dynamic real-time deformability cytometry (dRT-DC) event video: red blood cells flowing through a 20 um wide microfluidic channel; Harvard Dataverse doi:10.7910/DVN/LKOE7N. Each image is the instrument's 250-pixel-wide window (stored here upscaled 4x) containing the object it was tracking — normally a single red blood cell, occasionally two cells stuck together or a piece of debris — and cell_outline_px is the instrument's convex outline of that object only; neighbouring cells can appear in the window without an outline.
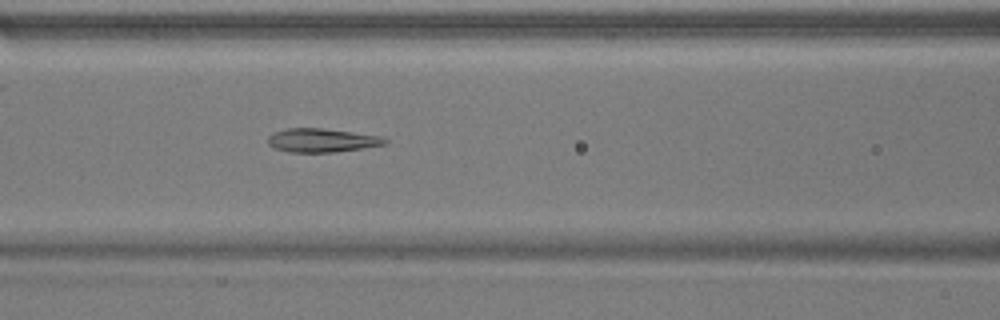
{"species": "common noctule bat (a hibernating species)", "species_latin": "Nyctalus noctula", "temperature_condition": "warm", "stored_images_in_passage": 36, "camera_frame_rate_fps": 3000, "um_per_image_px": 0.085, "animal": {"sex": "male", "body_mass_g": 17.9}, "frame": {"image": 1, "passage_image": 6, "time_ms": 1.667, "image_size_px": [1000, 320], "cell_outline_px": [[388, 144], [332, 152], [292, 152], [272, 148], [268, 144], [268, 136], [284, 128], [324, 128], [380, 136], [388, 140]], "centroid_in_image_um": [27.33, 11.92], "position_along_channel_um": 139.3, "area_um2": 16.07}}
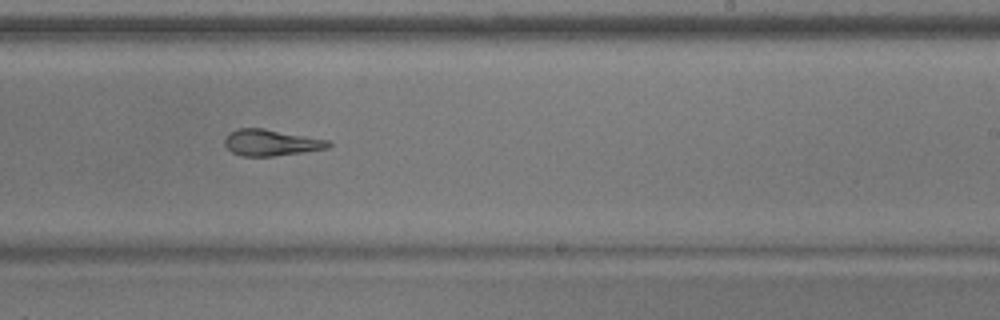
{"frame": {"image": 2, "passage_image": 16, "time_ms": 5.0, "image_size_px": [1000, 320], "cell_outline_px": [[332, 144], [328, 148], [304, 152], [272, 156], [240, 156], [232, 152], [224, 144], [224, 140], [228, 132], [236, 128], [264, 128], [328, 140]], "centroid_in_image_um": [23.0, 12.12], "position_along_channel_um": 266.0, "area_um2": 15.95}}
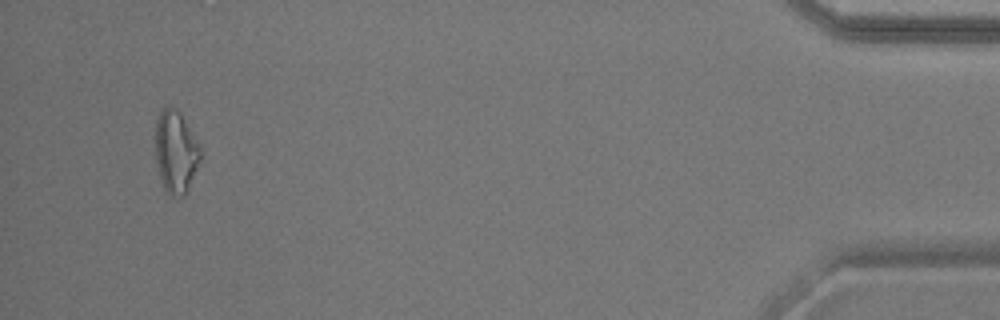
{"frame": {"image": 3, "passage_image": 34, "time_ms": 11.0, "image_size_px": [1000, 320], "cell_outline_px": [[200, 164], [188, 192], [184, 196], [172, 196], [164, 188], [160, 176], [156, 160], [156, 120], [160, 112], [164, 108], [176, 108], [180, 112], [200, 148]], "centroid_in_image_um": [14.96, 12.95], "position_along_channel_um": 420.2, "area_um2": 21.39}}